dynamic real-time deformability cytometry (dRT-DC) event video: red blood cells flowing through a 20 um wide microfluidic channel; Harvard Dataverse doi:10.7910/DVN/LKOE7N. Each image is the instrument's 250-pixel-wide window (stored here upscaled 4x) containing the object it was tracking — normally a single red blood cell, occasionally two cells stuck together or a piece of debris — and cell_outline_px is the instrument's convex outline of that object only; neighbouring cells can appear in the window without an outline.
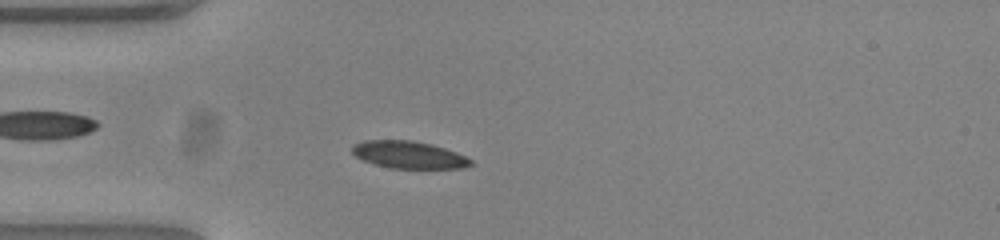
{"species": "common noctule bat (a hibernating species)", "species_latin": "Nyctalus noctula", "temperature_condition": "warm", "stored_images_in_passage": 42, "camera_frame_rate_fps": 3000, "um_per_image_px": 0.085, "animal": {"sex": "female", "body_mass_g": 23.0, "forearm_length_mm": 53.4}, "frame": {"image": 1, "passage_image": 4, "time_ms": 1.0, "image_size_px": [1000, 240], "cell_outline_px": [[472, 164], [464, 168], [388, 168], [364, 160], [356, 156], [352, 152], [352, 148], [356, 144], [364, 140], [412, 140], [432, 144], [456, 152], [472, 160]], "centroid_in_image_um": [34.76, 13.15], "position_along_channel_um": 50.2, "area_um2": 18.67}}
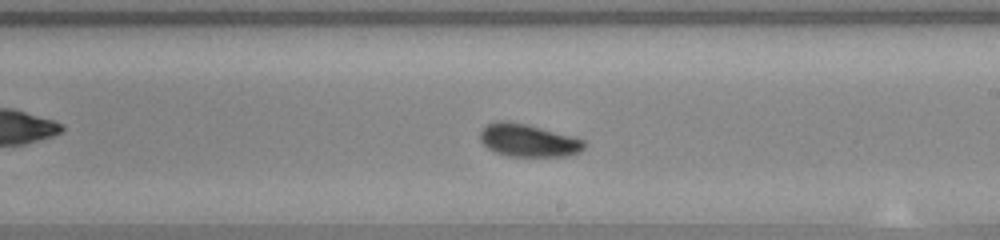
{"frame": {"image": 2, "passage_image": 20, "time_ms": 6.333, "image_size_px": [1000, 240], "cell_outline_px": [[588, 144], [580, 152], [568, 156], [508, 156], [496, 152], [488, 148], [480, 140], [480, 132], [488, 124], [496, 120], [508, 120], [540, 128], [584, 140]], "centroid_in_image_um": [44.9, 11.94], "position_along_channel_um": 244.1, "area_um2": 19.65}}
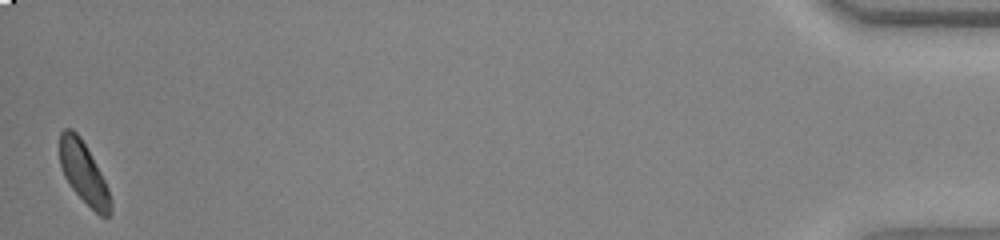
{"frame": {"image": 3, "passage_image": 42, "time_ms": 13.667, "image_size_px": [1000, 240], "cell_outline_px": [[112, 212], [108, 216], [100, 216], [72, 188], [64, 176], [60, 164], [60, 132], [64, 128], [72, 128], [80, 136], [100, 172], [108, 188], [112, 204]], "centroid_in_image_um": [7.11, 14.68], "position_along_channel_um": 428.1, "area_um2": 17.86}, "authors_computed_cell_mechanics": {"area_um2": 19.5364, "velocity_mm_per_s": 3.8339, "shape_relaxation_time_tau1_ms": 2.4067, "shape_relaxation_time_tau2_ms": 5.728, "deformation_change_tau1": 0.0892, "deformation_change_tau2": 0.0907}}